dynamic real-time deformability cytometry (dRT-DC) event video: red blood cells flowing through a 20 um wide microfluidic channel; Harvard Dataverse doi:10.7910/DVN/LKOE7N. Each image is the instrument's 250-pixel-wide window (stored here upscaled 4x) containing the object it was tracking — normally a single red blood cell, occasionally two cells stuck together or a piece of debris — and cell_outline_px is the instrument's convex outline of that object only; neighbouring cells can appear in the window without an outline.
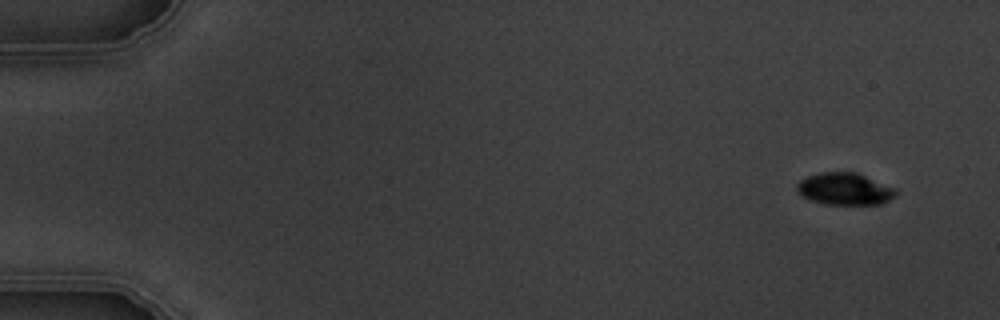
{"species": "common noctule bat (a hibernating species)", "species_latin": "Nyctalus noctula", "temperature_condition": "warm", "stored_images_in_passage": 5, "camera_frame_rate_fps": 3000, "um_per_image_px": 0.085, "animal": {"sex": "male", "body_mass_g": 19.5, "forearm_length_mm": 54.6}, "frame": {"image": 1, "passage_image": 1, "time_ms": 0.0, "image_size_px": [1000, 320], "cell_outline_px": [[896, 196], [880, 204], [824, 204], [812, 200], [796, 192], [796, 184], [800, 180], [808, 176], [820, 172], [856, 172], [896, 188]], "centroid_in_image_um": [71.79, 16.05], "position_along_channel_um": 13.2, "area_um2": 18.44}}
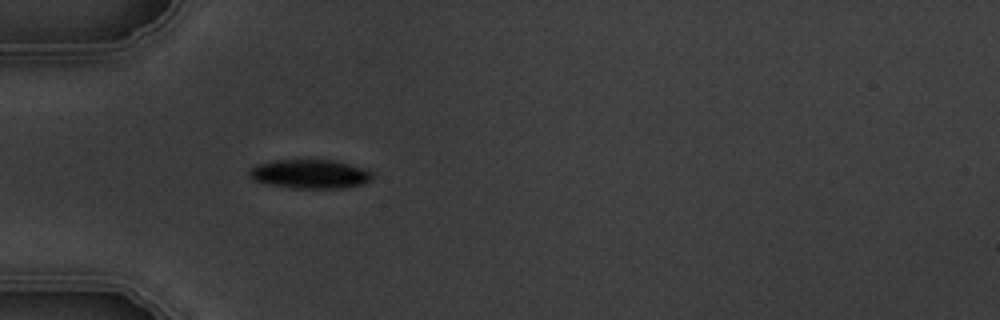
{"frame": {"image": 2, "passage_image": 5, "time_ms": 4.667, "image_size_px": [1000, 320], "cell_outline_px": [[372, 180], [364, 184], [344, 188], [292, 188], [268, 184], [252, 180], [248, 176], [248, 168], [256, 164], [272, 160], [336, 160], [364, 168], [372, 172]], "centroid_in_image_um": [26.32, 14.79], "position_along_channel_um": 58.7, "area_um2": 21.15}}